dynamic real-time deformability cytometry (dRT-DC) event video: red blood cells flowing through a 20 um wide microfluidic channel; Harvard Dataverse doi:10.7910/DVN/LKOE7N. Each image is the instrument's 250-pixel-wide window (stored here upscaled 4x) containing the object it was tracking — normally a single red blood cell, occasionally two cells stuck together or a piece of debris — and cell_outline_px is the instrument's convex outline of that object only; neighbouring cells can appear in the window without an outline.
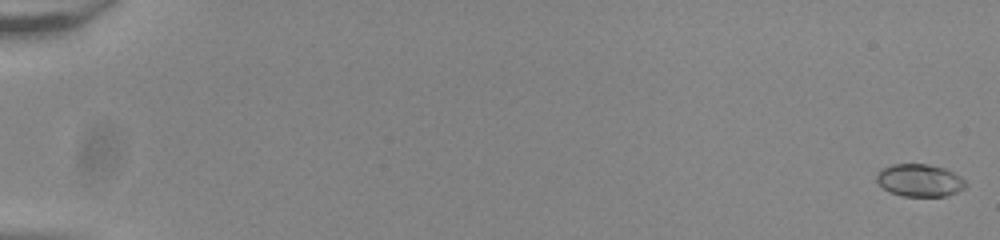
{"species": "common noctule bat (a hibernating species)", "species_latin": "Nyctalus noctula", "temperature_condition": "room temperature", "stored_images_in_passage": 56, "camera_frame_rate_fps": 3000, "um_per_image_px": 0.085, "animal": {"sex": "male", "body_mass_g": 20.0, "forearm_length_mm": 53.3}, "frame": {"image": 1, "passage_image": 1, "time_ms": 0.0, "image_size_px": [1000, 240], "cell_outline_px": [[968, 184], [964, 188], [948, 196], [900, 196], [888, 192], [876, 180], [876, 176], [880, 168], [892, 164], [928, 164], [944, 168], [960, 176]], "centroid_in_image_um": [78.15, 15.33], "position_along_channel_um": 6.8, "area_um2": 16.99}}
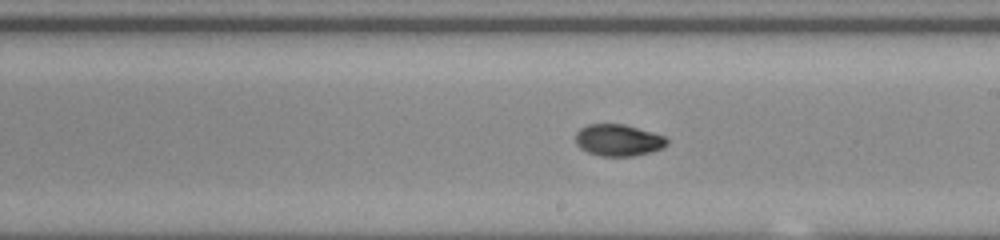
{"frame": {"image": 2, "passage_image": 34, "time_ms": 11.0, "image_size_px": [1000, 240], "cell_outline_px": [[668, 144], [664, 148], [632, 156], [600, 156], [588, 152], [580, 148], [576, 144], [576, 132], [580, 128], [588, 124], [624, 124], [652, 132], [664, 136], [668, 140]], "centroid_in_image_um": [52.55, 11.91], "position_along_channel_um": 236.5, "area_um2": 16.88}}
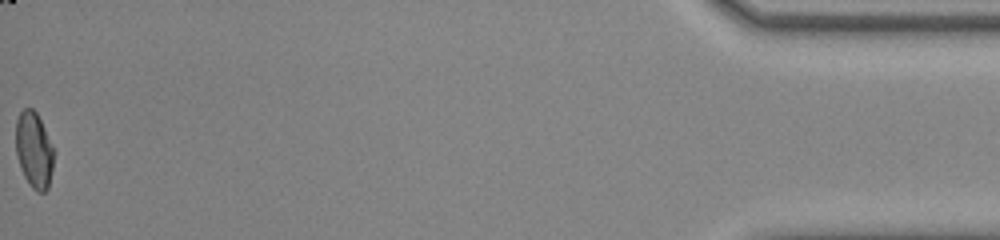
{"frame": {"image": 3, "passage_image": 56, "time_ms": 18.333, "image_size_px": [1000, 240], "cell_outline_px": [[52, 168], [48, 188], [44, 192], [36, 192], [32, 188], [24, 176], [20, 168], [16, 152], [16, 120], [20, 112], [24, 108], [32, 108], [36, 112], [44, 128], [52, 148]], "centroid_in_image_um": [2.85, 12.76], "position_along_channel_um": 432.3, "area_um2": 16.47}, "authors_computed_cell_mechanics": {"area_um2": 16.8487, "velocity_mm_per_s": 3.8504, "shape_relaxation_time_tau1_ms": 5.8332, "shape_relaxation_time_tau2_ms": 2.0334, "deformation_change_tau1": 0.176, "deformation_change_tau2": 0.0454}}